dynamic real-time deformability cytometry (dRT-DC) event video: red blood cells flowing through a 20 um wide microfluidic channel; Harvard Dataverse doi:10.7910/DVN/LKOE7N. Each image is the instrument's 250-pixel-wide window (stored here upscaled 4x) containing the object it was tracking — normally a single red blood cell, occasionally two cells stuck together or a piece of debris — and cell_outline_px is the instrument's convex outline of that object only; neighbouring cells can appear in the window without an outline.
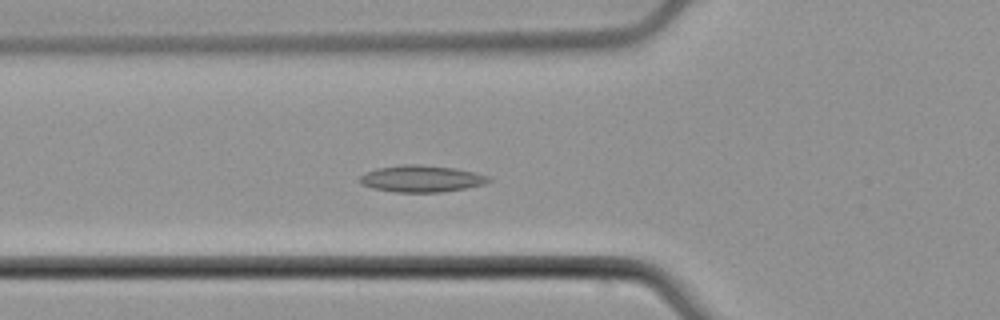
{"species": "common noctule bat (a hibernating species)", "species_latin": "Nyctalus noctula", "temperature_condition": "cold", "stored_images_in_passage": 38, "camera_frame_rate_fps": 3000, "um_per_image_px": 0.085, "animal": {"sex": "male", "body_mass_g": 21.5, "forearm_length_mm": 52.0}, "frame": {"image": 1, "passage_image": 2, "time_ms": 0.333, "image_size_px": [1000, 320], "cell_outline_px": [[492, 180], [484, 184], [464, 188], [440, 192], [396, 192], [372, 188], [360, 184], [360, 176], [376, 168], [400, 164], [420, 164], [452, 168], [472, 172], [488, 176]], "centroid_in_image_um": [35.78, 15.18], "position_along_channel_um": 90.0, "area_um2": 19.88}}
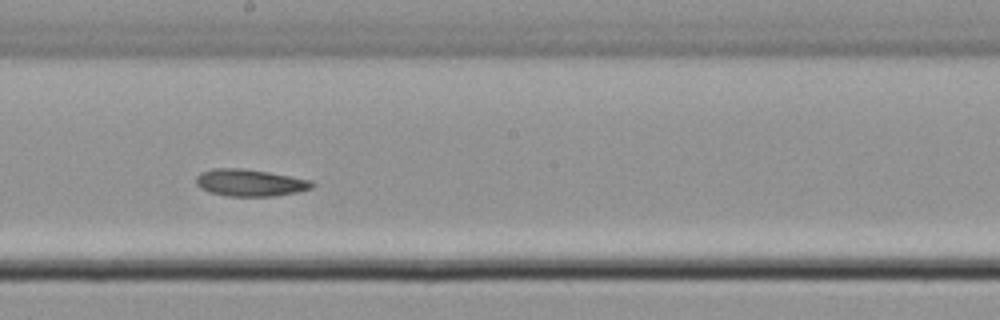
{"frame": {"image": 2, "passage_image": 13, "time_ms": 4.0, "image_size_px": [1000, 320], "cell_outline_px": [[316, 184], [312, 188], [296, 192], [276, 196], [228, 196], [208, 192], [200, 188], [196, 184], [196, 176], [200, 172], [212, 168], [240, 168], [268, 172], [312, 180]], "centroid_in_image_um": [21.23, 15.53], "position_along_channel_um": 227.0, "area_um2": 18.38}}
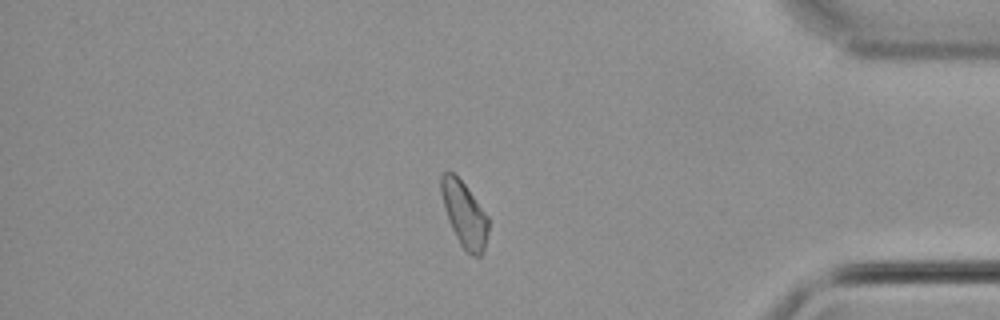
{"frame": {"image": 3, "passage_image": 29, "time_ms": 9.333, "image_size_px": [1000, 320], "cell_outline_px": [[488, 232], [484, 248], [480, 256], [472, 256], [464, 252], [448, 220], [444, 208], [440, 192], [440, 176], [444, 172], [452, 172], [464, 184], [488, 216]], "centroid_in_image_um": [39.45, 18.23], "position_along_channel_um": 395.7, "area_um2": 17.86}}